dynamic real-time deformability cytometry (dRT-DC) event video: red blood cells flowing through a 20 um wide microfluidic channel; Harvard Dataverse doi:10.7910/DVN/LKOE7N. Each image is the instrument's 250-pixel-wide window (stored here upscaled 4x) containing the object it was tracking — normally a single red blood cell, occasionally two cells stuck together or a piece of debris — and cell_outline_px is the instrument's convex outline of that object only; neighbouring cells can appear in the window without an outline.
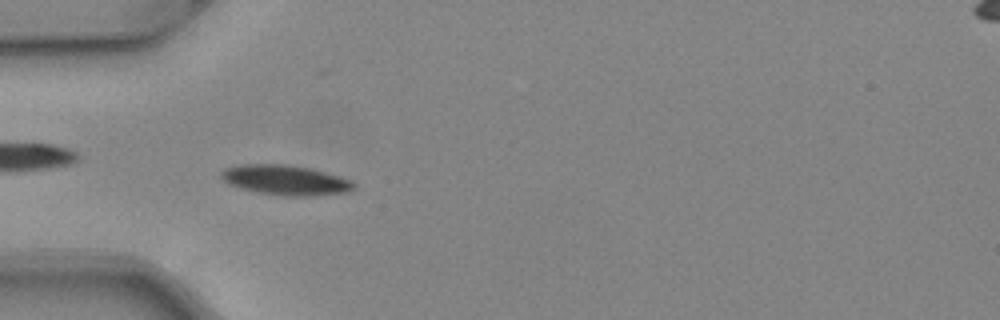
{"species": "common noctule bat (a hibernating species)", "species_latin": "Nyctalus noctula", "temperature_condition": "warm", "stored_images_in_passage": 45, "camera_frame_rate_fps": 3000, "um_per_image_px": 0.085, "animal": {"sex": "female", "body_mass_g": 24.6, "forearm_length_mm": 56.2}, "frame": {"image": 1, "passage_image": 16, "time_ms": 5.0, "image_size_px": [1000, 320], "cell_outline_px": [[356, 188], [348, 192], [316, 196], [284, 196], [256, 192], [240, 188], [228, 184], [220, 176], [220, 172], [224, 168], [240, 164], [284, 164], [308, 168], [324, 172], [348, 180], [356, 184]], "centroid_in_image_um": [24.23, 15.32], "position_along_channel_um": 60.8, "area_um2": 23.18}}
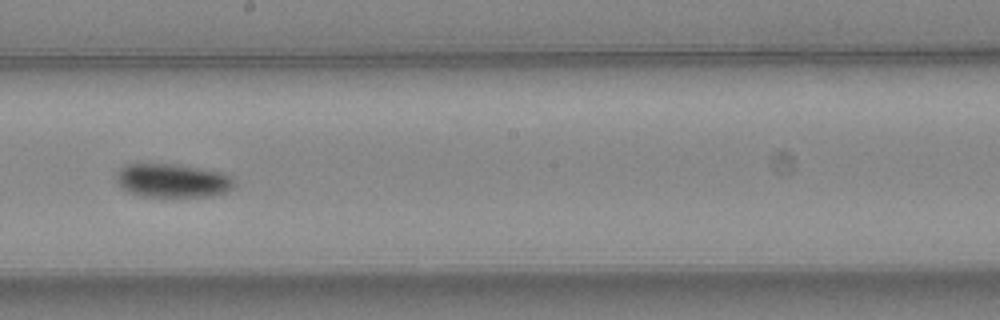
{"frame": {"image": 2, "passage_image": 29, "time_ms": 9.333, "image_size_px": [1000, 320], "cell_outline_px": [[236, 188], [212, 196], [164, 200], [140, 196], [128, 192], [120, 188], [116, 180], [116, 176], [120, 168], [124, 164], [176, 164], [224, 172], [232, 176], [236, 180]], "centroid_in_image_um": [14.7, 15.41], "position_along_channel_um": 233.5, "area_um2": 24.57}}
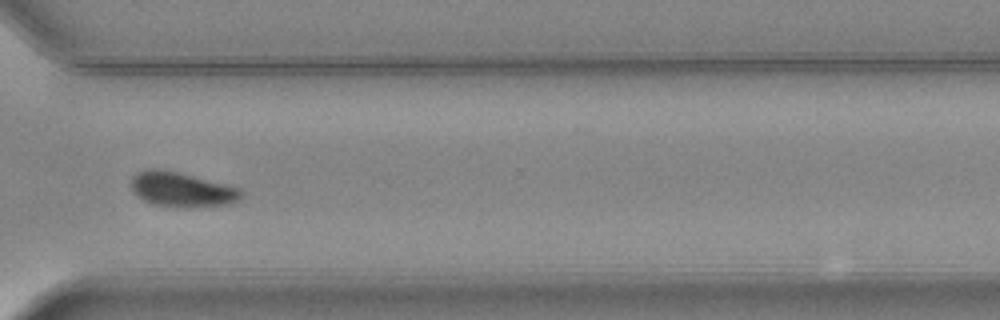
{"frame": {"image": 3, "passage_image": 38, "time_ms": 12.333, "image_size_px": [1000, 320], "cell_outline_px": [[244, 196], [240, 200], [228, 204], [156, 204], [144, 200], [136, 196], [132, 188], [132, 176], [140, 172], [152, 168], [156, 168], [176, 172], [240, 188], [244, 192]], "centroid_in_image_um": [15.46, 16.06], "position_along_channel_um": 355.1, "area_um2": 20.92}, "authors_computed_cell_mechanics": {"area_um2": 22.0218, "velocity_mm_per_s": 4.0628, "shape_relaxation_time_tau1_ms": 2.1812, "shape_relaxation_time_tau2_ms": null, "deformation_change_tau1": 0.0998, "deformation_change_tau2": null}}